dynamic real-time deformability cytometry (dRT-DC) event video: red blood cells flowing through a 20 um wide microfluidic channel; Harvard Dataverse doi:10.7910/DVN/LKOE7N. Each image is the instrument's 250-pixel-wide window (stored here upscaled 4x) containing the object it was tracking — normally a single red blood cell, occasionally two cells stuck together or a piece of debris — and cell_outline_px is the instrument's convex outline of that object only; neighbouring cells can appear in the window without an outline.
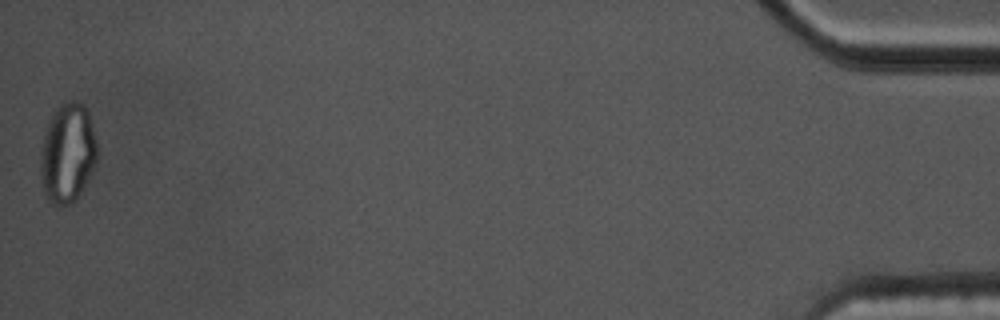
{"species": "common noctule bat (a hibernating species)", "species_latin": "Nyctalus noctula", "temperature_condition": "cold", "stored_images_in_passage": 59, "segment_of_instrument_passage": [2, 2], "camera_frame_rate_fps": 3000, "um_per_image_px": 0.085, "animal": {"sex": "male", "body_mass_g": 17.5, "forearm_length_mm": 52.3}, "frame": {"image": 1, "passage_image": 59, "time_ms": 19.333, "image_size_px": [1000, 320], "cell_outline_px": [[96, 160], [92, 172], [88, 180], [80, 192], [68, 204], [52, 204], [48, 200], [44, 192], [40, 172], [40, 152], [44, 132], [48, 120], [56, 108], [60, 104], [68, 100], [72, 100], [84, 104], [88, 112], [96, 144]], "centroid_in_image_um": [5.71, 12.97], "position_along_channel_um": 429.5, "area_um2": 32.6}}